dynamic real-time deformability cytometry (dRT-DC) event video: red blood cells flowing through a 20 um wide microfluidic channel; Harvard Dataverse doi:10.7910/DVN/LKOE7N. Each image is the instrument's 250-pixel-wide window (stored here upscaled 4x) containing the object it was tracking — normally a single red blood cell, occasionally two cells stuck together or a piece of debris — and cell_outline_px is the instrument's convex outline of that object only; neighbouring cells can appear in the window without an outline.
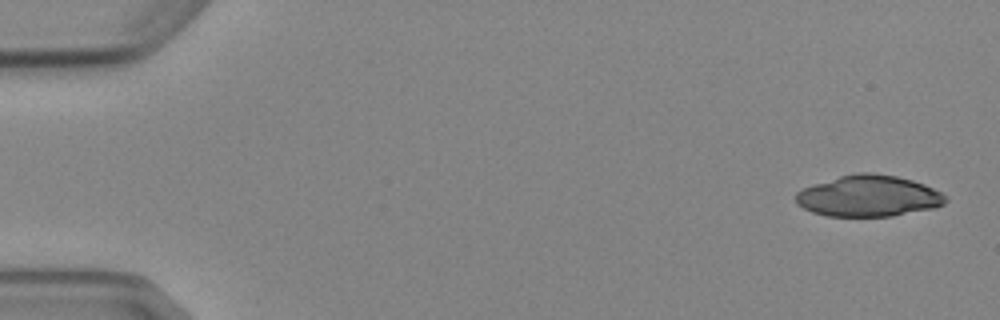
{"species": "Egyptian fruit bat (a non-hibernating species)", "species_latin": "Rousettus aegyptiacus", "temperature_condition": "cold", "stored_images_in_passage": 5, "camera_frame_rate_fps": 3000, "um_per_image_px": 0.085, "animal": {"sex": "female"}, "frame": {"image": 1, "passage_image": 1, "time_ms": 0.0, "image_size_px": [1000, 320], "cell_outline_px": [[948, 200], [944, 204], [936, 208], [892, 216], [828, 216], [812, 212], [796, 204], [796, 192], [812, 184], [840, 176], [856, 172], [872, 172], [896, 176], [912, 180], [924, 184], [948, 196]], "centroid_in_image_um": [73.85, 16.66], "position_along_channel_um": 11.2, "area_um2": 36.18}}